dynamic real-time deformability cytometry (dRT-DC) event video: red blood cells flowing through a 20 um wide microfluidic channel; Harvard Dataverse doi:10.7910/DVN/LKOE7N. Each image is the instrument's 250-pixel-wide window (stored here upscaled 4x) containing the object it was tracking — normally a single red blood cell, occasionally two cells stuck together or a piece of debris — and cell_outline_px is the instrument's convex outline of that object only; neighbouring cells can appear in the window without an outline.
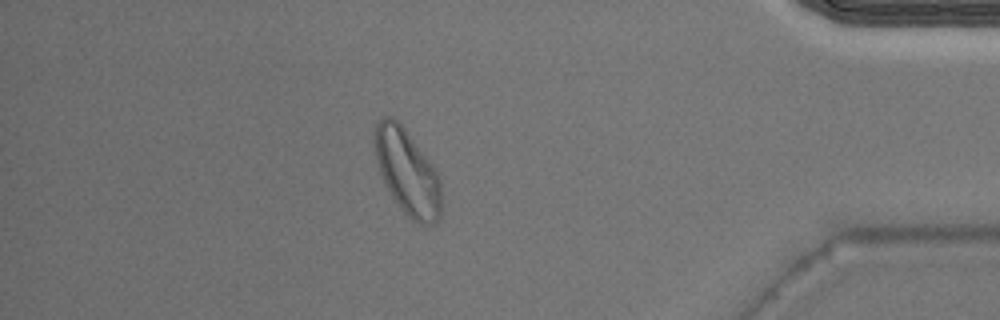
{"species": "Egyptian fruit bat (a non-hibernating species)", "species_latin": "Rousettus aegyptiacus", "temperature_condition": "warm", "stored_images_in_passage": 38, "camera_frame_rate_fps": 3000, "um_per_image_px": 0.085, "animal": {"sex": "male"}, "frame": {"image": 1, "passage_image": 33, "time_ms": 10.667, "image_size_px": [1000, 320], "cell_outline_px": [[440, 216], [436, 224], [420, 224], [412, 220], [404, 212], [392, 196], [380, 172], [376, 160], [372, 140], [376, 124], [380, 120], [388, 116], [392, 116], [404, 128], [436, 168], [440, 180]], "centroid_in_image_um": [34.61, 14.62], "position_along_channel_um": 400.6, "area_um2": 33.0}}